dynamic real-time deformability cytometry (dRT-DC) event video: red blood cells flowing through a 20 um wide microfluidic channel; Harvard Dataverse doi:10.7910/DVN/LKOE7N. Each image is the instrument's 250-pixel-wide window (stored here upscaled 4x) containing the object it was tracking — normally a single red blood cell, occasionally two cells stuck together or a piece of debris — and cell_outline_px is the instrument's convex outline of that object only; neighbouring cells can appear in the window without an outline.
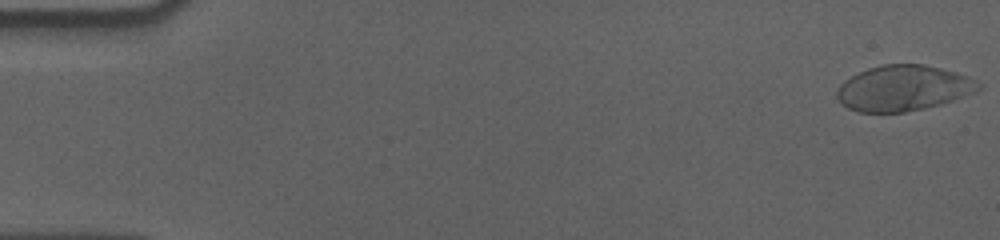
{"species": "human", "species_latin": "Homo sapiens", "temperature_condition": "cold", "stored_images_in_passage": 57, "camera_frame_rate_fps": 3000, "um_per_image_px": 0.085, "donor": {"sex": "male"}, "frame": {"image": 1, "passage_image": 1, "time_ms": 0.0, "image_size_px": [1000, 240], "cell_outline_px": [[984, 88], [976, 92], [940, 104], [904, 112], [860, 112], [848, 108], [836, 96], [836, 88], [844, 80], [868, 68], [884, 64], [924, 64], [940, 68], [968, 76], [984, 84]], "centroid_in_image_um": [76.81, 7.48], "position_along_channel_um": 8.2, "area_um2": 37.51}}
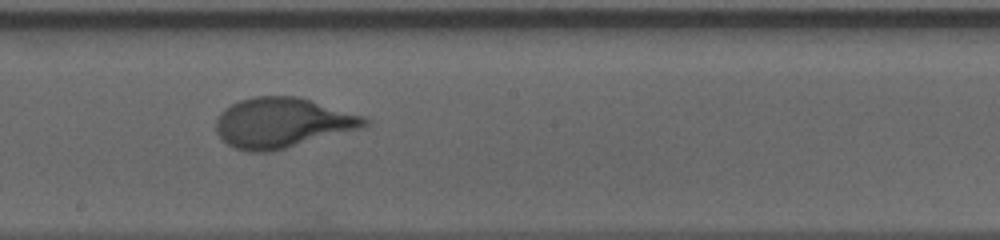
{"frame": {"image": 2, "passage_image": 32, "time_ms": 10.333, "image_size_px": [1000, 240], "cell_outline_px": [[372, 120], [368, 124], [360, 128], [284, 148], [268, 152], [248, 152], [236, 148], [228, 144], [216, 132], [216, 120], [220, 112], [224, 108], [240, 100], [256, 96], [296, 96], [364, 116]], "centroid_in_image_um": [23.96, 10.43], "position_along_channel_um": 224.2, "area_um2": 42.77}}
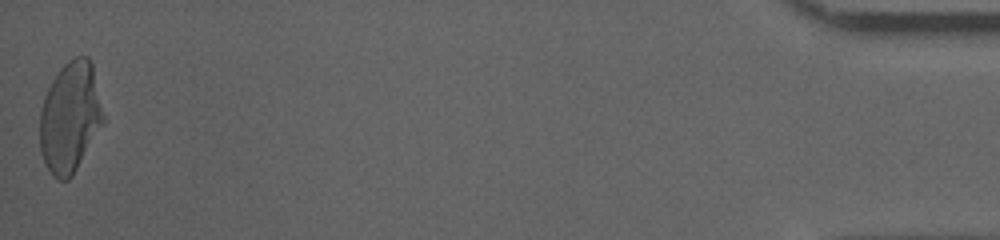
{"frame": {"image": 3, "passage_image": 57, "time_ms": 18.667, "image_size_px": [1000, 240], "cell_outline_px": [[104, 124], [72, 176], [68, 180], [56, 180], [52, 176], [40, 152], [40, 108], [44, 96], [52, 80], [60, 68], [68, 60], [76, 56], [88, 56], [92, 64], [104, 116]], "centroid_in_image_um": [5.95, 9.98], "position_along_channel_um": 429.2, "area_um2": 41.04}, "authors_computed_cell_mechanics": {"area_um2": 41.038, "velocity_mm_per_s": 3.5736, "shape_relaxation_time_tau1_ms": 4.8436, "shape_relaxation_time_tau2_ms": null, "deformation_change_tau1": 0.2081, "deformation_change_tau2": null}}